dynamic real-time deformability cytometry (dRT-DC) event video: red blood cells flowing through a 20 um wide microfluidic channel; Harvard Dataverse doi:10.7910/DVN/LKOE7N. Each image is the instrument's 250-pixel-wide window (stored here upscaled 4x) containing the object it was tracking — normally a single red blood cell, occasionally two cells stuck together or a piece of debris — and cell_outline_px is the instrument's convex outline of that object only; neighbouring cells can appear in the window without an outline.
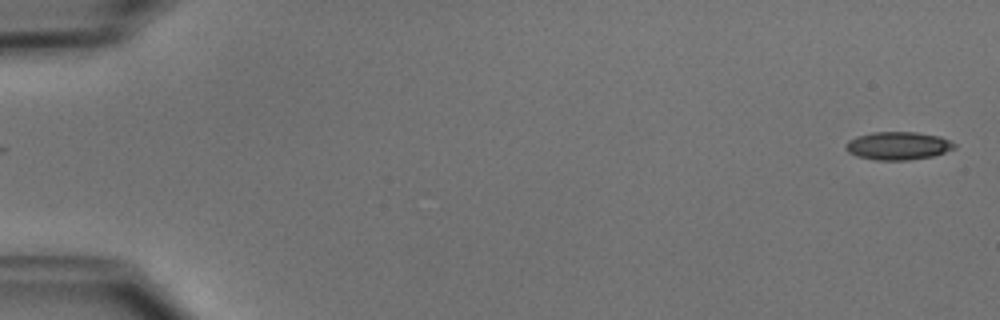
{"species": "common noctule bat (a hibernating species)", "species_latin": "Nyctalus noctula", "temperature_condition": "cold", "stored_images_in_passage": 51, "camera_frame_rate_fps": 3000, "um_per_image_px": 0.085, "animal": {"sex": "male", "body_mass_g": 15.6}, "frame": {"image": 1, "passage_image": 1, "time_ms": 0.0, "image_size_px": [1000, 320], "cell_outline_px": [[956, 148], [932, 156], [908, 160], [876, 160], [856, 156], [848, 152], [844, 148], [844, 144], [848, 140], [856, 136], [872, 132], [916, 132], [940, 136], [956, 144]], "centroid_in_image_um": [76.29, 12.39], "position_along_channel_um": 8.7, "area_um2": 17.86}}
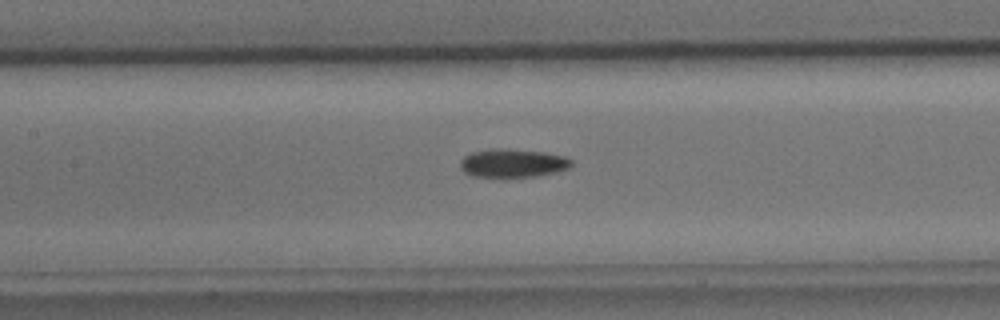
{"frame": {"image": 2, "passage_image": 24, "time_ms": 7.667, "image_size_px": [1000, 320], "cell_outline_px": [[572, 164], [568, 168], [556, 172], [536, 176], [472, 176], [464, 172], [460, 168], [460, 160], [464, 156], [472, 152], [492, 148], [504, 148], [544, 152], [564, 156], [572, 160]], "centroid_in_image_um": [43.56, 13.85], "position_along_channel_um": 163.8, "area_um2": 18.32}}
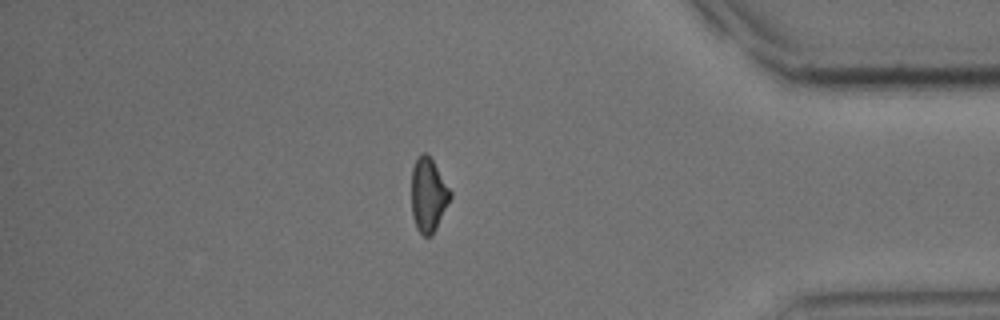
{"frame": {"image": 3, "passage_image": 44, "time_ms": 14.333, "image_size_px": [1000, 320], "cell_outline_px": [[452, 196], [432, 236], [424, 236], [416, 228], [412, 216], [412, 168], [416, 156], [420, 152], [424, 152], [432, 160], [452, 192]], "centroid_in_image_um": [36.4, 16.56], "position_along_channel_um": 398.8, "area_um2": 16.7}, "authors_computed_cell_mechanics": {"area_um2": 17.8024, "velocity_mm_per_s": 3.9458, "shape_relaxation_time_tau1_ms": 6.356, "shape_relaxation_time_tau2_ms": null, "deformation_change_tau1": 0.1449, "deformation_change_tau2": null}}